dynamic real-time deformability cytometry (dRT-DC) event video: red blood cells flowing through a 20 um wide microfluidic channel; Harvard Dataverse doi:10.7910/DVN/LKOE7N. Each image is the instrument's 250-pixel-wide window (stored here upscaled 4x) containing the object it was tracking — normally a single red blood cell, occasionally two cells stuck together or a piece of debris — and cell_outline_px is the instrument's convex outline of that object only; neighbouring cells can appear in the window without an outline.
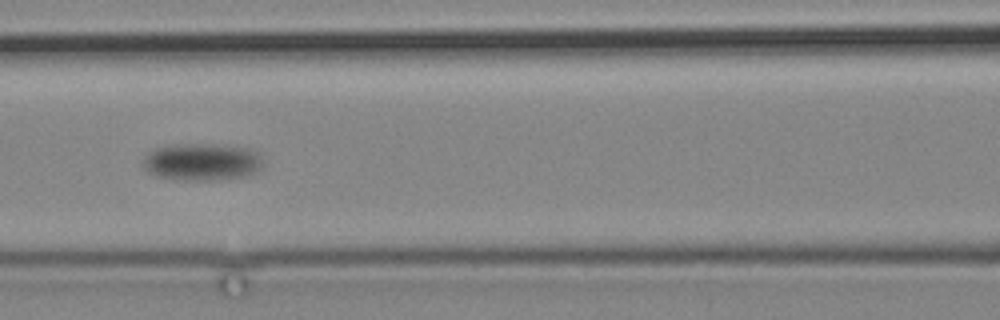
{"species": "common noctule bat (a hibernating species)", "species_latin": "Nyctalus noctula", "temperature_condition": "cold", "stored_images_in_passage": 18, "camera_frame_rate_fps": 3000, "um_per_image_px": 0.085, "animal": {"sex": "male", "body_mass_g": 19.2, "forearm_length_mm": 51.8}, "frame": {"image": 1, "passage_image": 13, "time_ms": 16.0, "image_size_px": [1000, 320], "cell_outline_px": [[264, 164], [256, 172], [244, 176], [212, 180], [184, 180], [156, 176], [148, 172], [144, 168], [144, 160], [148, 152], [156, 148], [176, 144], [212, 144], [248, 148], [260, 152]], "centroid_in_image_um": [17.2, 13.76], "position_along_channel_um": 149.4, "area_um2": 26.07}}
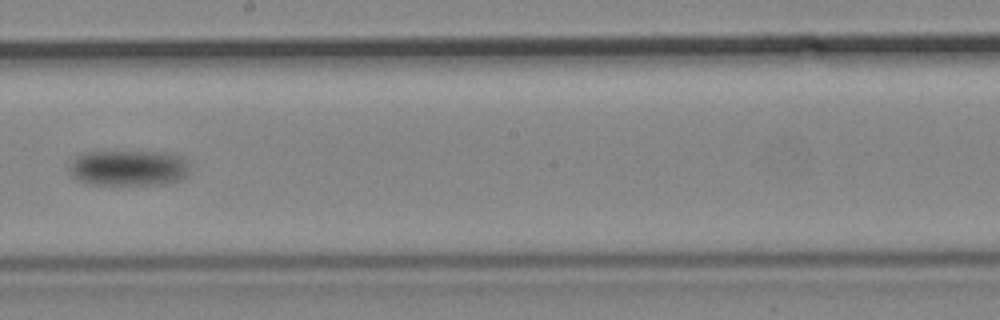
{"frame": {"image": 2, "passage_image": 16, "time_ms": 19.333, "image_size_px": [1000, 320], "cell_outline_px": [[188, 176], [180, 180], [164, 184], [88, 184], [72, 176], [68, 168], [72, 160], [80, 152], [172, 152], [180, 156], [184, 160], [188, 172]], "centroid_in_image_um": [10.9, 14.27], "position_along_channel_um": 237.3, "area_um2": 25.09}}
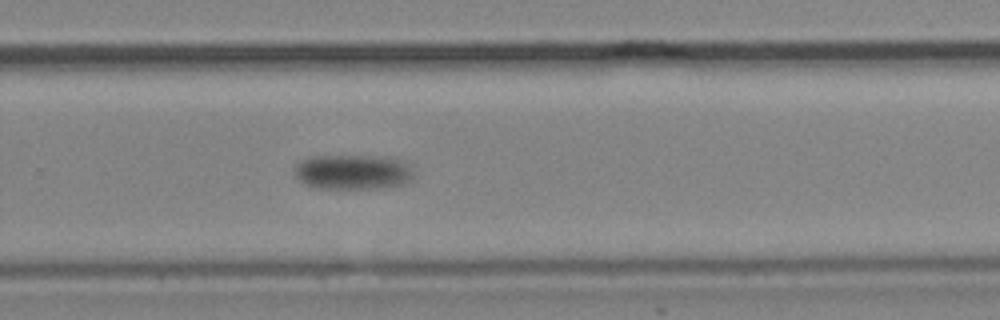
{"frame": {"image": 3, "passage_image": 18, "time_ms": 21.667, "image_size_px": [1000, 320], "cell_outline_px": [[412, 180], [404, 184], [384, 188], [312, 188], [304, 184], [296, 176], [292, 168], [296, 164], [308, 156], [384, 156], [400, 160], [408, 164], [412, 172]], "centroid_in_image_um": [29.96, 14.62], "position_along_channel_um": 299.8, "area_um2": 24.51}}